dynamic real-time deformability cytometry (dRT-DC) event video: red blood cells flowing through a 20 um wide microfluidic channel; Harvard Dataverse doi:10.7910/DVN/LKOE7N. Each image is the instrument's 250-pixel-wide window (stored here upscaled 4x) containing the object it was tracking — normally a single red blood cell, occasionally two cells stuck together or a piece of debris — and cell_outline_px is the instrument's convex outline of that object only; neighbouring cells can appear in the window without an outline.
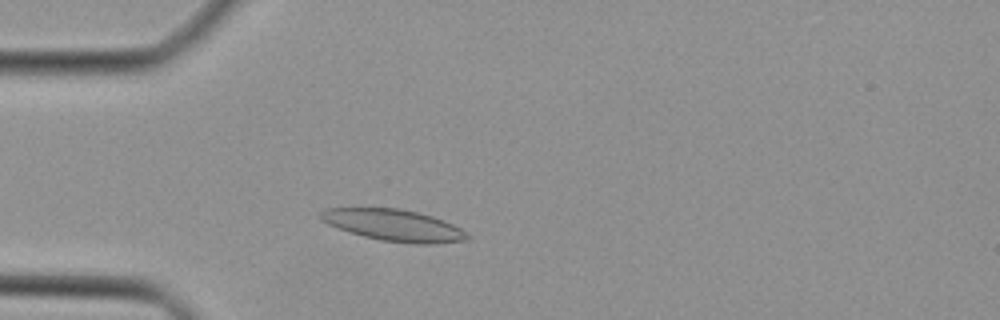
{"species": "Egyptian fruit bat (a non-hibernating species)", "species_latin": "Rousettus aegyptiacus", "temperature_condition": "cold", "stored_images_in_passage": 42, "camera_frame_rate_fps": 3000, "um_per_image_px": 0.085, "animal": {"sex": "female"}, "frame": {"image": 1, "passage_image": 9, "time_ms": 2.667, "image_size_px": [1000, 320], "cell_outline_px": [[472, 236], [468, 240], [432, 244], [416, 244], [380, 240], [364, 236], [328, 224], [320, 220], [320, 212], [328, 208], [396, 208], [416, 212], [432, 216], [452, 224], [460, 228]], "centroid_in_image_um": [33.51, 19.15], "position_along_channel_um": 51.5, "area_um2": 26.76}}
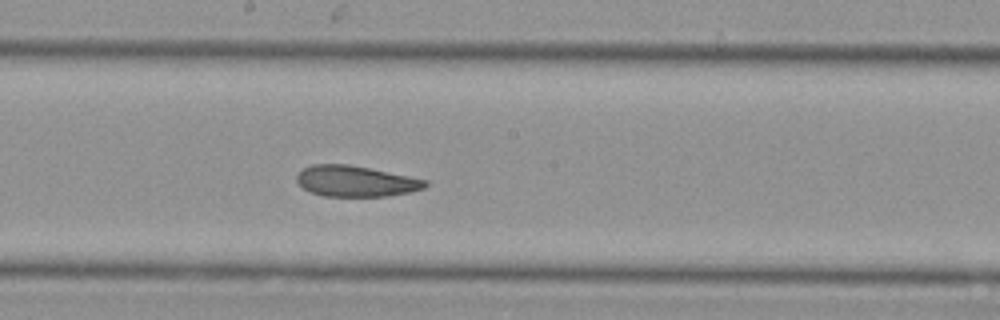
{"frame": {"image": 2, "passage_image": 21, "time_ms": 6.667, "image_size_px": [1000, 320], "cell_outline_px": [[428, 184], [424, 188], [408, 192], [388, 196], [324, 196], [312, 192], [304, 188], [296, 180], [296, 176], [304, 168], [312, 164], [348, 164], [428, 180]], "centroid_in_image_um": [30.23, 15.4], "position_along_channel_um": 218.0, "area_um2": 22.83}}
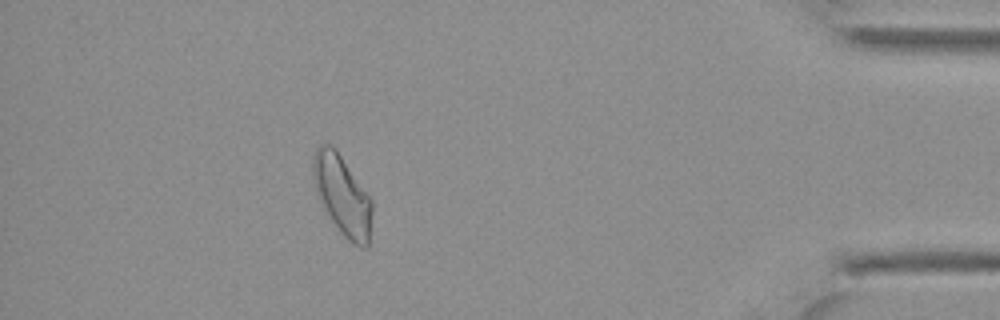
{"frame": {"image": 3, "passage_image": 37, "time_ms": 12.0, "image_size_px": [1000, 320], "cell_outline_px": [[372, 212], [368, 248], [360, 248], [352, 244], [340, 232], [324, 212], [316, 192], [312, 176], [312, 156], [316, 148], [320, 144], [328, 144], [340, 156], [372, 200]], "centroid_in_image_um": [29.07, 16.66], "position_along_channel_um": 406.1, "area_um2": 27.4}}